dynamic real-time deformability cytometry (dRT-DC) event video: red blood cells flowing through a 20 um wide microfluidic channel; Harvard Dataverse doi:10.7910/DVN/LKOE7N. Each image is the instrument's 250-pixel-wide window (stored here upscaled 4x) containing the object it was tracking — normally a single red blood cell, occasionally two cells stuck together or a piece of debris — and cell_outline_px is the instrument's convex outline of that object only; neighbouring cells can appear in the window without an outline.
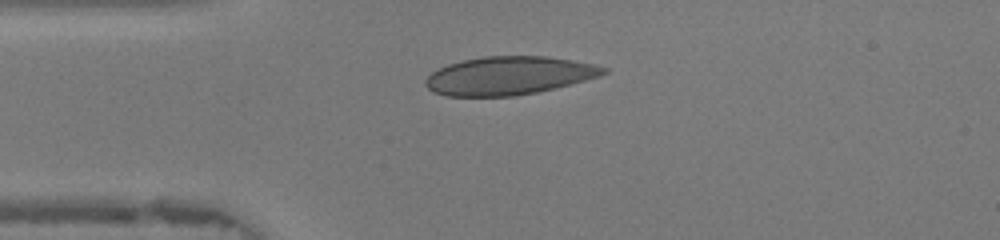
{"species": "human", "species_latin": "Homo sapiens", "temperature_condition": "warm", "stored_images_in_passage": 45, "camera_frame_rate_fps": 3000, "um_per_image_px": 0.085, "donor": {"sex": "female"}, "frame": {"image": 1, "passage_image": 10, "time_ms": 3.0, "image_size_px": [1000, 240], "cell_outline_px": [[608, 72], [600, 76], [556, 88], [516, 96], [448, 96], [432, 92], [424, 84], [424, 80], [432, 72], [448, 64], [464, 60], [484, 56], [544, 56], [592, 64], [608, 68]], "centroid_in_image_um": [43.24, 6.44], "position_along_channel_um": 41.8, "area_um2": 39.54}}
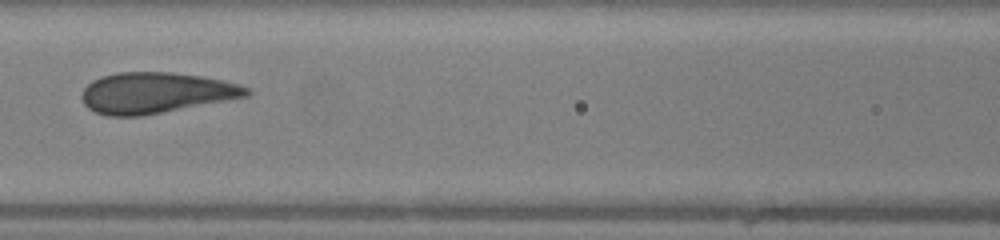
{"frame": {"image": 2, "passage_image": 19, "time_ms": 6.0, "image_size_px": [1000, 240], "cell_outline_px": [[252, 92], [248, 96], [140, 116], [108, 116], [96, 112], [88, 108], [84, 104], [80, 96], [84, 88], [92, 80], [100, 76], [116, 72], [172, 72], [200, 76], [240, 84], [248, 88]], "centroid_in_image_um": [13.19, 7.88], "position_along_channel_um": 153.4, "area_um2": 39.07}}
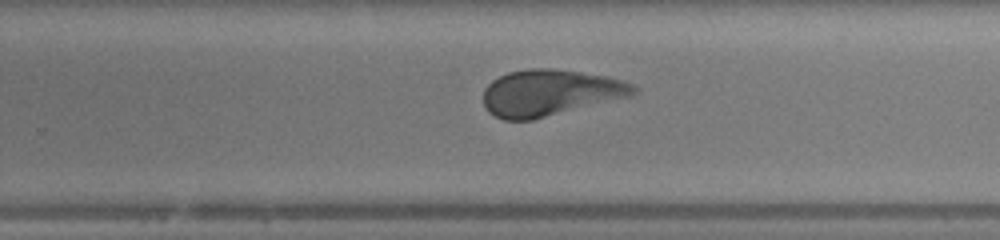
{"frame": {"image": 3, "passage_image": 28, "time_ms": 9.0, "image_size_px": [1000, 240], "cell_outline_px": [[640, 92], [628, 96], [532, 120], [504, 120], [488, 112], [484, 104], [484, 88], [492, 80], [508, 72], [528, 68], [552, 68], [580, 72], [604, 76], [620, 80], [632, 84], [640, 88]], "centroid_in_image_um": [46.72, 7.88], "position_along_channel_um": 283.1, "area_um2": 40.23}, "authors_computed_cell_mechanics": {"area_um2": 40.0554, "velocity_mm_per_s": 4.3306, "shape_relaxation_time_tau1_ms": 5.6522, "shape_relaxation_time_tau2_ms": 0.6947, "deformation_change_tau1": 0.1665, "deformation_change_tau2": 0.0538}}